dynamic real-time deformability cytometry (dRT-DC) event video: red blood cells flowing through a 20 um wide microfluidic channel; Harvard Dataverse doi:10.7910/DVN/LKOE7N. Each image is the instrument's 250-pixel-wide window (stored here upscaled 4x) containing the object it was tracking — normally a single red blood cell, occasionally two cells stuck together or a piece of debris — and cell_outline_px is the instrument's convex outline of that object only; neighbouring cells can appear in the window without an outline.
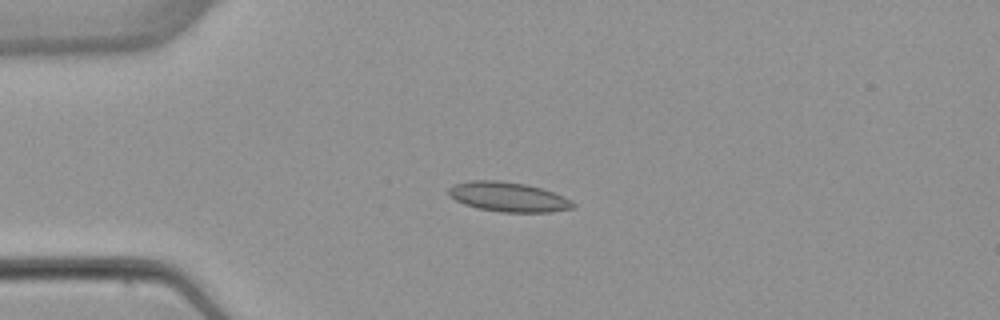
{"species": "common noctule bat (a hibernating species)", "species_latin": "Nyctalus noctula", "temperature_condition": "warm", "stored_images_in_passage": 4, "camera_frame_rate_fps": 3000, "um_per_image_px": 0.085, "animal": {"sex": "female", "body_mass_g": 22.7, "forearm_length_mm": 54.2}, "frame": {"image": 1, "passage_image": 3, "time_ms": 3.0, "image_size_px": [1000, 320], "cell_outline_px": [[576, 208], [552, 212], [500, 212], [476, 208], [464, 204], [448, 196], [448, 188], [456, 184], [472, 180], [496, 180], [524, 184], [540, 188], [564, 196], [572, 200], [576, 204]], "centroid_in_image_um": [43.22, 16.75], "position_along_channel_um": 41.8, "area_um2": 21.56}}